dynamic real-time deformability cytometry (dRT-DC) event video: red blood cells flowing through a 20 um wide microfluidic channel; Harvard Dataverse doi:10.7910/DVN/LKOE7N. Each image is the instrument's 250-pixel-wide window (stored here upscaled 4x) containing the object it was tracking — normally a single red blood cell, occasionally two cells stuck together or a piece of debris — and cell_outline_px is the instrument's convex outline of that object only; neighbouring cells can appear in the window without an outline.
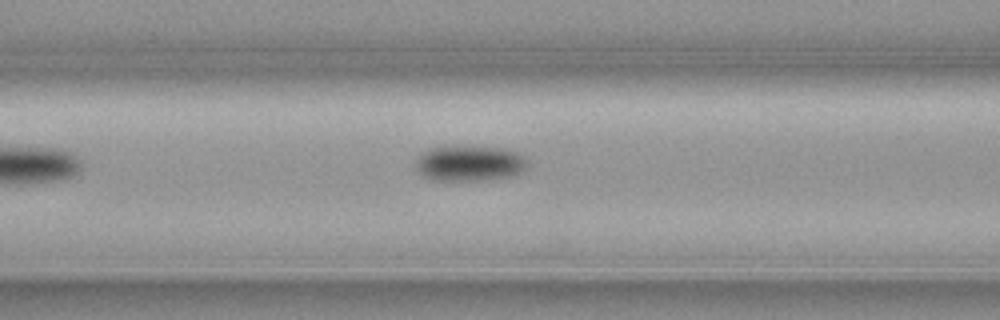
{"species": "common noctule bat (a hibernating species)", "species_latin": "Nyctalus noctula", "temperature_condition": "cold", "stored_images_in_passage": 3, "camera_frame_rate_fps": 3000, "um_per_image_px": 0.085, "animal": {"sex": "female", "body_mass_g": 19.3, "forearm_length_mm": 54.1}, "frame": {"image": 1, "passage_image": 3, "time_ms": 0.667, "image_size_px": [1000, 320], "cell_outline_px": [[528, 164], [520, 172], [512, 176], [484, 180], [432, 180], [424, 176], [416, 168], [416, 160], [428, 148], [444, 144], [452, 144], [504, 148], [516, 152], [524, 156]], "centroid_in_image_um": [39.89, 13.84], "position_along_channel_um": 126.7, "area_um2": 23.7}}